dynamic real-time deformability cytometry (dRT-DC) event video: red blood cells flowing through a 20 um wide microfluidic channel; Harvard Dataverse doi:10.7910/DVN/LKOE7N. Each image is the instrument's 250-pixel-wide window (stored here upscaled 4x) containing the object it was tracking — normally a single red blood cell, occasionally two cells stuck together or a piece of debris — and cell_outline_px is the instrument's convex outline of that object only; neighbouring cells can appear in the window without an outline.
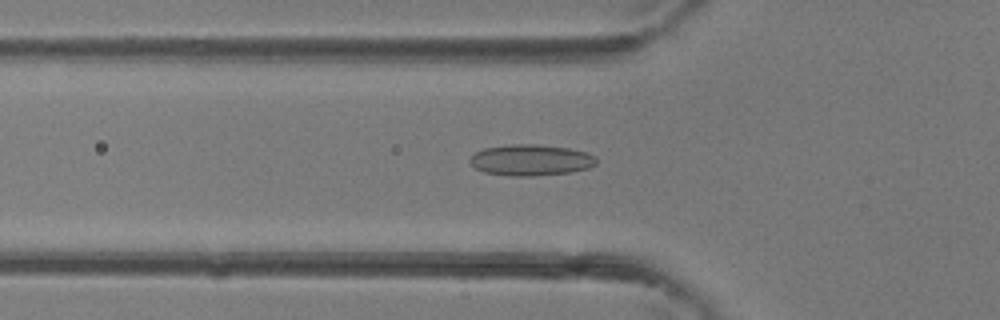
{"species": "common noctule bat (a hibernating species)", "species_latin": "Nyctalus noctula", "temperature_condition": "room temperature", "stored_images_in_passage": 38, "camera_frame_rate_fps": 3000, "um_per_image_px": 0.085, "animal": {"sex": "female"}, "frame": {"image": 1, "passage_image": 13, "time_ms": 4.0, "image_size_px": [1000, 320], "cell_outline_px": [[596, 164], [588, 168], [568, 172], [532, 176], [512, 176], [484, 172], [476, 168], [468, 160], [476, 152], [484, 148], [512, 144], [536, 144], [568, 148], [588, 152], [596, 160]], "centroid_in_image_um": [45.1, 13.6], "position_along_channel_um": 80.7, "area_um2": 22.72}}
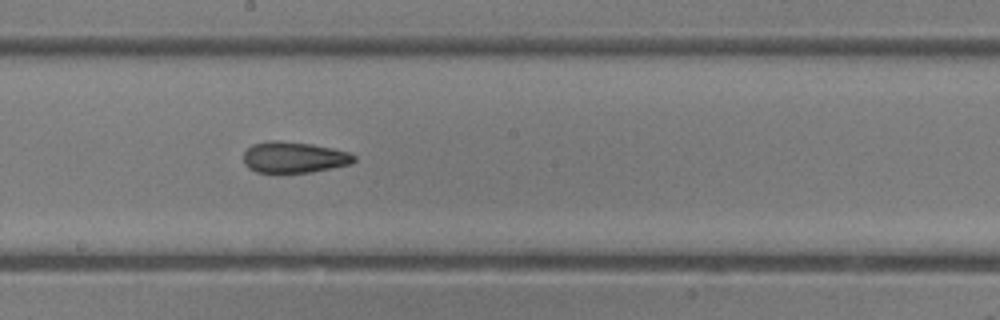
{"frame": {"image": 2, "passage_image": 21, "time_ms": 6.667, "image_size_px": [1000, 320], "cell_outline_px": [[356, 160], [352, 164], [312, 172], [256, 172], [248, 168], [244, 164], [244, 152], [252, 144], [268, 140], [276, 140], [312, 144], [332, 148], [348, 152], [356, 156]], "centroid_in_image_um": [24.99, 13.37], "position_along_channel_um": 223.2, "area_um2": 20.11}}
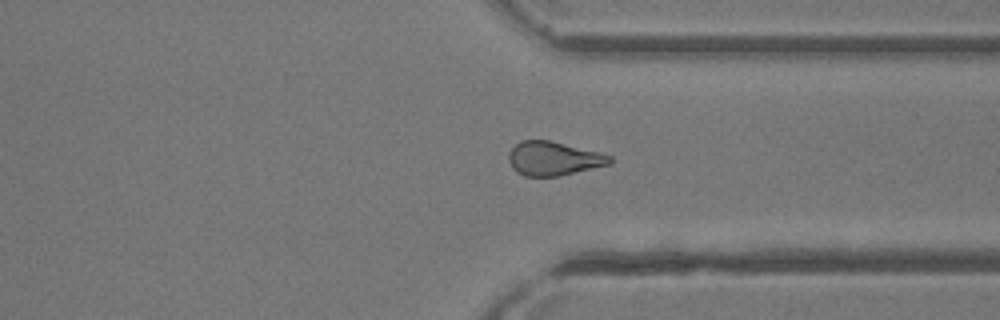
{"frame": {"image": 3, "passage_image": 29, "time_ms": 9.333, "image_size_px": [1000, 320], "cell_outline_px": [[612, 164], [560, 176], [524, 176], [516, 172], [512, 168], [508, 160], [508, 152], [520, 140], [548, 140], [600, 152], [612, 156]], "centroid_in_image_um": [47.05, 13.48], "position_along_channel_um": 364.3, "area_um2": 20.17}}